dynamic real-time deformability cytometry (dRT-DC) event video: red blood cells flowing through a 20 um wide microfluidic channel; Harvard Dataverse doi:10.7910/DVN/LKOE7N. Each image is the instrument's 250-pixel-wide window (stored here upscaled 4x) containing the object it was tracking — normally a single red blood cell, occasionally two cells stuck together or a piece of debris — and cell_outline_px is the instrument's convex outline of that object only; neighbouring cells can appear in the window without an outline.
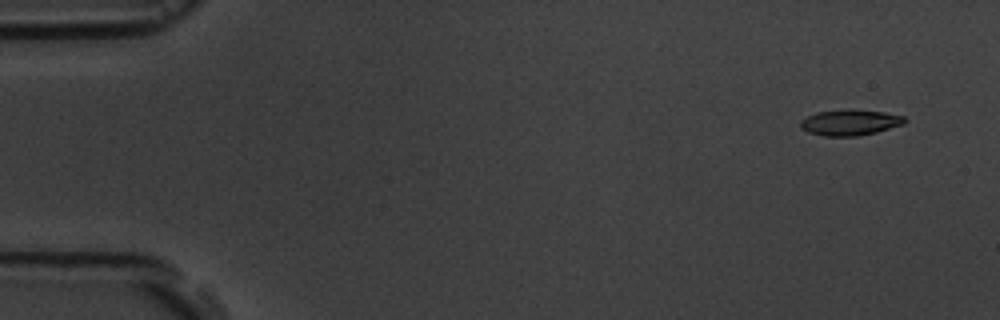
{"species": "common noctule bat (a hibernating species)", "species_latin": "Nyctalus noctula", "temperature_condition": "room temperature", "stored_images_in_passage": 7, "camera_frame_rate_fps": 3000, "um_per_image_px": 0.085, "animal": {"sex": "male", "body_mass_g": 19.5, "forearm_length_mm": 54.6}, "frame": {"image": 1, "passage_image": 1, "time_ms": 0.0, "image_size_px": [1000, 320], "cell_outline_px": [[908, 120], [904, 124], [876, 132], [856, 136], [824, 136], [808, 132], [800, 128], [800, 120], [816, 112], [884, 112], [904, 116]], "centroid_in_image_um": [72.25, 10.46], "position_along_channel_um": 12.8, "area_um2": 14.91}}
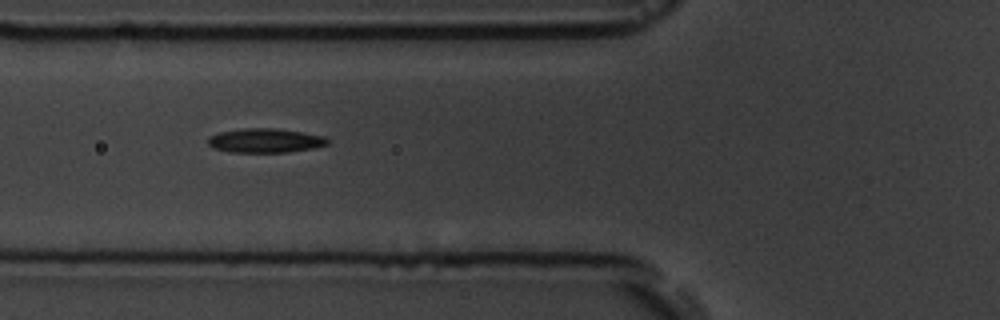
{"frame": {"image": 2, "passage_image": 6, "time_ms": 5.667, "image_size_px": [1000, 320], "cell_outline_px": [[328, 144], [312, 148], [288, 152], [232, 152], [212, 148], [208, 144], [208, 136], [220, 132], [244, 128], [276, 128], [304, 132], [324, 136], [328, 140]], "centroid_in_image_um": [22.52, 11.94], "position_along_channel_um": 103.3, "area_um2": 16.88}}
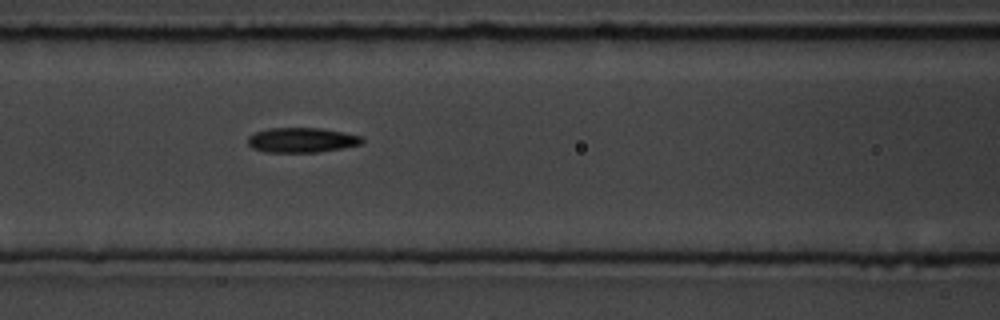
{"frame": {"image": 3, "passage_image": 7, "time_ms": 6.667, "image_size_px": [1000, 320], "cell_outline_px": [[364, 144], [344, 148], [316, 152], [264, 152], [252, 148], [248, 144], [248, 136], [256, 132], [268, 128], [320, 128], [344, 132], [364, 136]], "centroid_in_image_um": [25.7, 11.9], "position_along_channel_um": 140.9, "area_um2": 16.76}}